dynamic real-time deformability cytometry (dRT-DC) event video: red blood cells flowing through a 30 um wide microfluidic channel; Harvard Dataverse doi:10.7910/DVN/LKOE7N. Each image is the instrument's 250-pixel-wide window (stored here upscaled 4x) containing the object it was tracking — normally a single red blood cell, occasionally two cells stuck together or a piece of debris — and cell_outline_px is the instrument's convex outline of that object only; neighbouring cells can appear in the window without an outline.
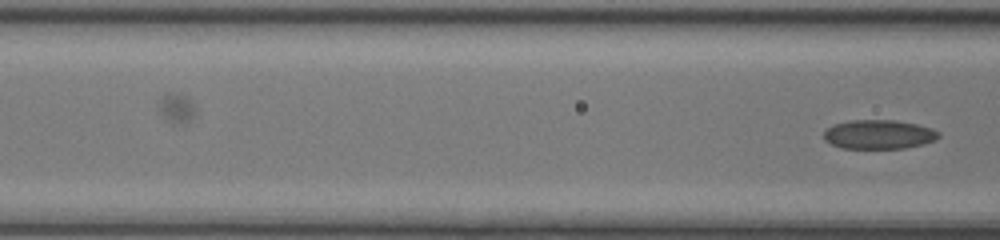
{"species": "common noctule bat (a hibernating species)", "species_latin": "Nyctalus noctula", "temperature_condition": "room temperature", "stored_images_in_passage": 8, "camera_frame_rate_fps": 3000, "um_per_image_px": 0.085, "animal": {"sex": "female", "body_mass_g": 17.0, "forearm_length_mm": 48.0}, "frame": {"image": 1, "passage_image": 8, "time_ms": 2.333, "image_size_px": [1000, 240], "cell_outline_px": [[940, 136], [936, 140], [924, 144], [904, 148], [840, 148], [824, 140], [824, 132], [832, 124], [848, 120], [896, 120], [916, 124], [932, 128], [940, 132]], "centroid_in_image_um": [74.71, 11.42], "position_along_channel_um": 91.9, "area_um2": 19.65}}